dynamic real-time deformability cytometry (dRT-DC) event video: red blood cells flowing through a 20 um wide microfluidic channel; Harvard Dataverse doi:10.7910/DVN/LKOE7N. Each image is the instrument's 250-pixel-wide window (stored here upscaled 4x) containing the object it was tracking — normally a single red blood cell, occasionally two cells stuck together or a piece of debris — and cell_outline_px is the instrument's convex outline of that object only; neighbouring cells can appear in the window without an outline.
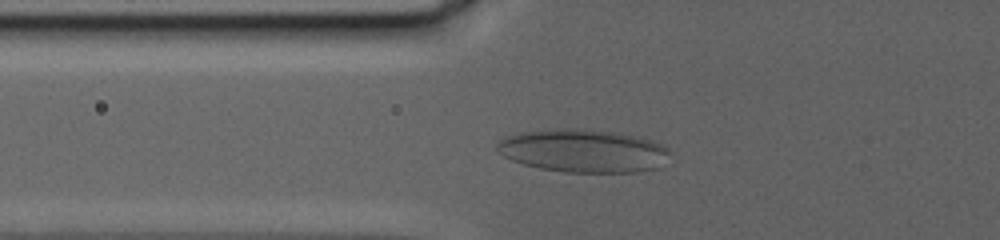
{"species": "human", "species_latin": "Homo sapiens", "temperature_condition": "warm", "stored_images_in_passage": 91, "camera_frame_rate_fps": 3000, "um_per_image_px": 0.085, "donor": {"sex": "female"}, "frame": {"image": 1, "passage_image": 32, "time_ms": 10.333, "image_size_px": [1000, 240], "cell_outline_px": [[672, 152], [660, 168], [636, 172], [564, 172], [540, 168], [524, 164], [512, 160], [496, 152], [496, 144], [504, 136], [520, 132], [552, 128], [584, 128], [620, 132], [652, 140], [664, 144]], "centroid_in_image_um": [49.6, 12.8], "position_along_channel_um": 76.2, "area_um2": 44.22}}
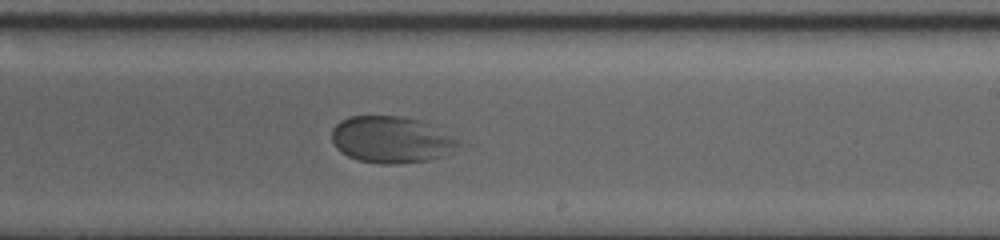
{"frame": {"image": 2, "passage_image": 58, "time_ms": 19.0, "image_size_px": [1000, 240], "cell_outline_px": [[460, 140], [444, 156], [428, 160], [400, 164], [384, 164], [360, 160], [348, 156], [340, 152], [336, 148], [332, 140], [332, 128], [340, 120], [348, 116], [400, 116], [424, 120]], "centroid_in_image_um": [33.22, 11.85], "position_along_channel_um": 255.8, "area_um2": 34.45}}
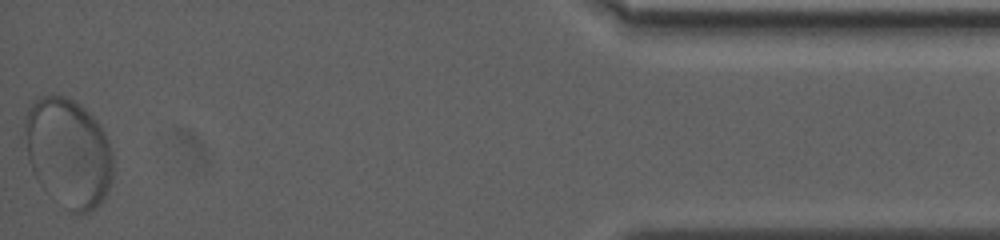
{"frame": {"image": 3, "passage_image": 91, "time_ms": 30.0, "image_size_px": [1000, 240], "cell_outline_px": [[112, 180], [104, 200], [92, 212], [80, 216], [64, 208], [32, 172], [20, 136], [24, 116], [32, 100], [36, 96], [64, 96], [80, 104], [100, 124], [108, 140], [112, 152]], "centroid_in_image_um": [5.76, 12.96], "position_along_channel_um": 429.4, "area_um2": 57.16}}